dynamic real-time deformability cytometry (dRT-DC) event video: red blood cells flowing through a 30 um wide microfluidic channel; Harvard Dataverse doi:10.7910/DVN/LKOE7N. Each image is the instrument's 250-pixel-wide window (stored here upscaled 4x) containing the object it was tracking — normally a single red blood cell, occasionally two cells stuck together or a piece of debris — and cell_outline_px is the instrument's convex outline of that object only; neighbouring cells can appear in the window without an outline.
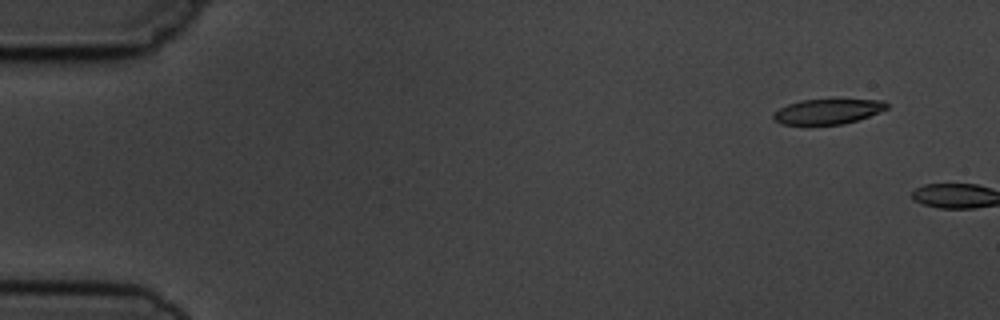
{"species": "common noctule bat (a hibernating species)", "species_latin": "Nyctalus noctula", "temperature_condition": "cold", "stored_images_in_passage": 2, "camera_frame_rate_fps": 3000, "um_per_image_px": 0.085, "animal": {"sex": "male", "body_mass_g": 19.5, "forearm_length_mm": 54.6}, "frame": {"image": 1, "passage_image": 1, "time_ms": 0.0, "image_size_px": [1000, 320], "cell_outline_px": [[888, 108], [880, 112], [844, 124], [780, 124], [772, 120], [772, 112], [788, 104], [800, 100], [884, 100], [888, 104]], "centroid_in_image_um": [70.31, 9.48], "position_along_channel_um": 14.7, "area_um2": 16.47}}